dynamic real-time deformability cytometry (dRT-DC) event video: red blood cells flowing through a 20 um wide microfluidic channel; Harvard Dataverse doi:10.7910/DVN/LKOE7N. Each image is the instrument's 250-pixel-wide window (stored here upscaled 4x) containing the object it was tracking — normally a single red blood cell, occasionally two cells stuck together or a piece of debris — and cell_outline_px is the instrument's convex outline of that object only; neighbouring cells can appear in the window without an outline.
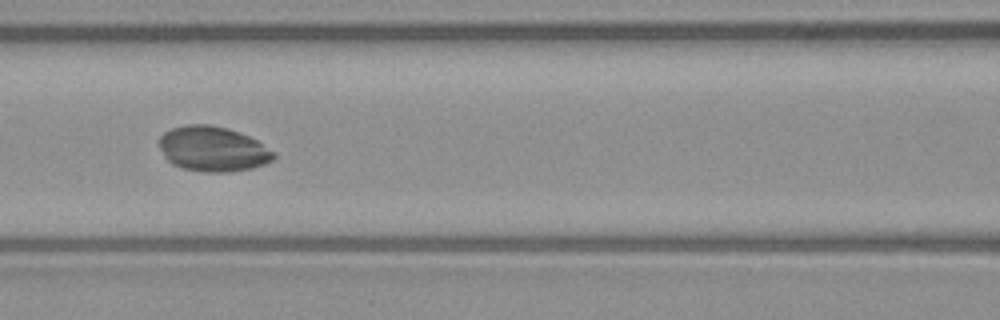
{"species": "common noctule bat (a hibernating species)", "species_latin": "Nyctalus noctula", "temperature_condition": "warm", "stored_images_in_passage": 45, "camera_frame_rate_fps": 3000, "um_per_image_px": 0.085, "animal": {"sex": "male", "body_mass_g": 23.1, "forearm_length_mm": 52.7}, "frame": {"image": 1, "passage_image": 15, "time_ms": 4.667, "image_size_px": [1000, 320], "cell_outline_px": [[276, 156], [272, 160], [264, 164], [252, 168], [228, 172], [208, 172], [180, 168], [172, 164], [164, 156], [160, 148], [160, 136], [164, 132], [172, 128], [188, 124], [208, 124], [228, 128], [248, 136], [256, 140], [276, 152]], "centroid_in_image_um": [18.09, 12.66], "position_along_channel_um": 148.5, "area_um2": 30.06}}
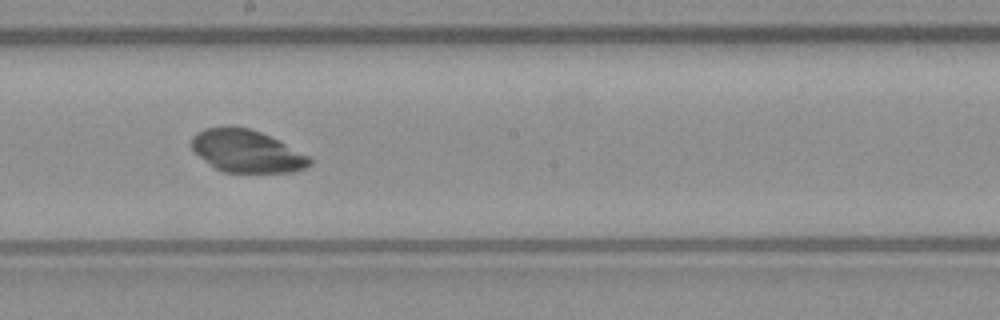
{"frame": {"image": 2, "passage_image": 21, "time_ms": 6.667, "image_size_px": [1000, 320], "cell_outline_px": [[312, 164], [296, 172], [224, 172], [216, 168], [200, 156], [192, 148], [192, 136], [196, 132], [204, 128], [248, 128], [260, 132], [312, 156]], "centroid_in_image_um": [21.03, 12.87], "position_along_channel_um": 227.2, "area_um2": 28.78}}